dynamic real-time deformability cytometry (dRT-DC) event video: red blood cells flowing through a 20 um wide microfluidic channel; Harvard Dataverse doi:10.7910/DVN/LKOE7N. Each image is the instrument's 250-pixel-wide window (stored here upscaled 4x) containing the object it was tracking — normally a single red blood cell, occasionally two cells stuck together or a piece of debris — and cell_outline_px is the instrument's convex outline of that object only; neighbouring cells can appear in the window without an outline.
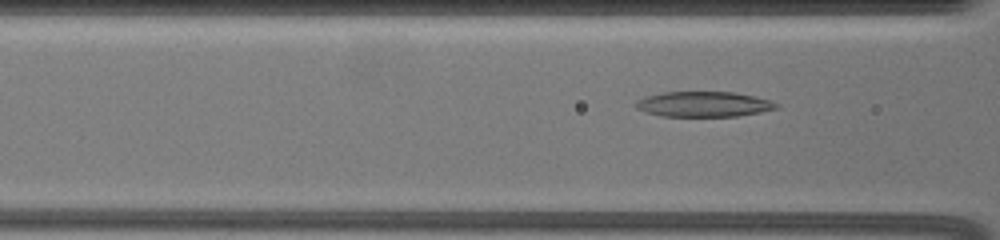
{"species": "common noctule bat (a hibernating species)", "species_latin": "Nyctalus noctula", "temperature_condition": "warm", "stored_images_in_passage": 31, "camera_frame_rate_fps": 3000, "um_per_image_px": 0.085, "animal": {"sex": "female", "body_mass_g": 19.5, "forearm_length_mm": 54.1}, "frame": {"image": 1, "passage_image": 9, "time_ms": 4.0, "image_size_px": [1000, 240], "cell_outline_px": [[780, 108], [760, 112], [736, 116], [660, 116], [636, 108], [636, 100], [644, 96], [664, 92], [732, 92], [756, 96], [780, 104]], "centroid_in_image_um": [59.83, 8.85], "position_along_channel_um": 106.8, "area_um2": 20.69}}
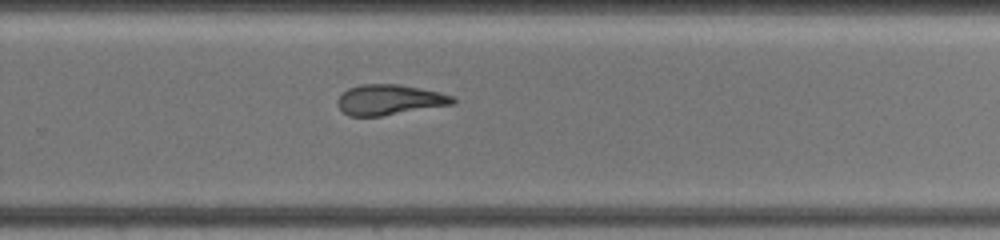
{"frame": {"image": 2, "passage_image": 21, "time_ms": 9.333, "image_size_px": [1000, 240], "cell_outline_px": [[456, 100], [452, 104], [380, 116], [348, 116], [336, 104], [336, 100], [348, 88], [360, 84], [400, 84], [440, 92], [452, 96]], "centroid_in_image_um": [33.07, 8.47], "position_along_channel_um": 296.7, "area_um2": 20.23}}
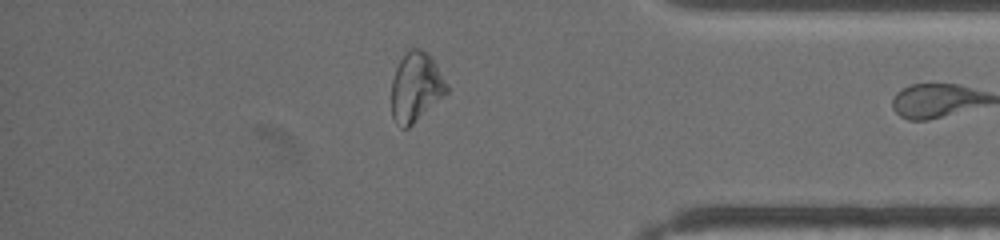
{"frame": {"image": 3, "passage_image": 30, "time_ms": 12.667, "image_size_px": [1000, 240], "cell_outline_px": [[448, 92], [408, 128], [400, 128], [396, 124], [392, 116], [392, 80], [396, 68], [400, 60], [408, 48], [420, 48], [432, 60], [448, 88]], "centroid_in_image_um": [35.3, 7.43], "position_along_channel_um": 399.9, "area_um2": 21.79}}